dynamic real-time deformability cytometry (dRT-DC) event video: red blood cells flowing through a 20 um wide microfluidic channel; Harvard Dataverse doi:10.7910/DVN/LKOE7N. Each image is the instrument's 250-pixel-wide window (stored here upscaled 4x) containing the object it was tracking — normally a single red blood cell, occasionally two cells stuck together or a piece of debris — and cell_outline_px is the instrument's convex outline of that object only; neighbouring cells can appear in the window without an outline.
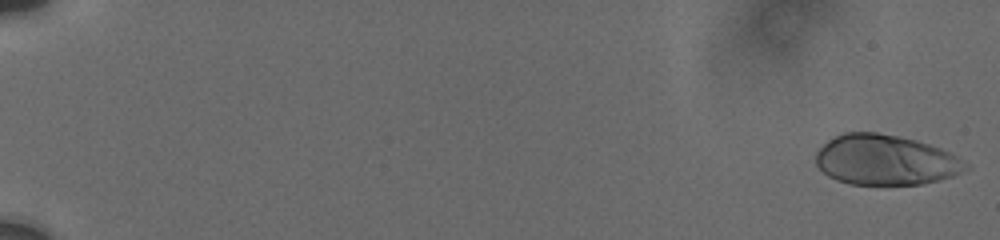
{"species": "human", "species_latin": "Homo sapiens", "temperature_condition": "cold", "stored_images_in_passage": 54, "camera_frame_rate_fps": 3000, "um_per_image_px": 0.085, "donor": {"sex": "male"}, "frame": {"image": 1, "passage_image": 1, "time_ms": 0.0, "image_size_px": [1000, 240], "cell_outline_px": [[972, 168], [952, 176], [940, 180], [920, 184], [852, 184], [836, 180], [828, 176], [816, 164], [816, 152], [832, 136], [844, 132], [876, 132], [900, 136], [916, 140], [940, 148], [956, 156], [968, 164]], "centroid_in_image_um": [75.26, 13.59], "position_along_channel_um": 9.7, "area_um2": 43.87}}
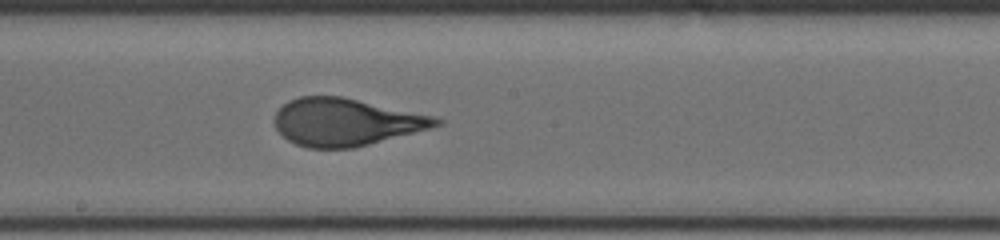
{"frame": {"image": 2, "passage_image": 32, "time_ms": 11.0, "image_size_px": [1000, 240], "cell_outline_px": [[444, 124], [368, 144], [352, 148], [308, 148], [296, 144], [288, 140], [276, 128], [272, 120], [276, 112], [288, 100], [300, 96], [340, 96], [432, 116], [444, 120]], "centroid_in_image_um": [29.33, 10.37], "position_along_channel_um": 218.9, "area_um2": 44.1}}
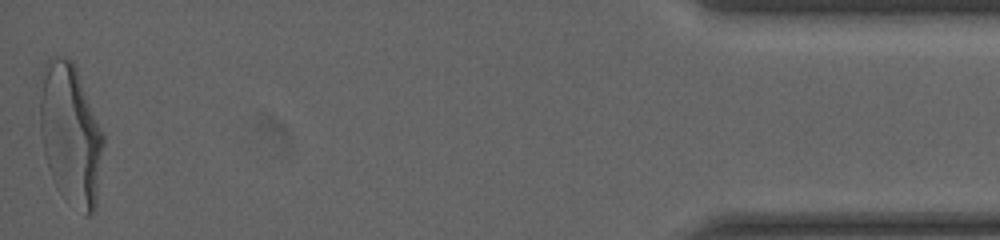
{"frame": {"image": 3, "passage_image": 54, "time_ms": 18.667, "image_size_px": [1000, 240], "cell_outline_px": [[104, 144], [96, 208], [88, 216], [84, 216], [52, 176], [48, 168], [44, 152], [40, 132], [40, 72], [44, 64], [48, 60], [56, 56], [64, 56], [72, 60], [76, 64], [104, 136]], "centroid_in_image_um": [6.0, 11.3], "position_along_channel_um": 429.2, "area_um2": 51.96}, "authors_computed_cell_mechanics": {"area_um2": 44.0436, "velocity_mm_per_s": 3.7171, "shape_relaxation_time_tau1_ms": 4.5305, "shape_relaxation_time_tau2_ms": null, "deformation_change_tau1": 0.203, "deformation_change_tau2": null}}